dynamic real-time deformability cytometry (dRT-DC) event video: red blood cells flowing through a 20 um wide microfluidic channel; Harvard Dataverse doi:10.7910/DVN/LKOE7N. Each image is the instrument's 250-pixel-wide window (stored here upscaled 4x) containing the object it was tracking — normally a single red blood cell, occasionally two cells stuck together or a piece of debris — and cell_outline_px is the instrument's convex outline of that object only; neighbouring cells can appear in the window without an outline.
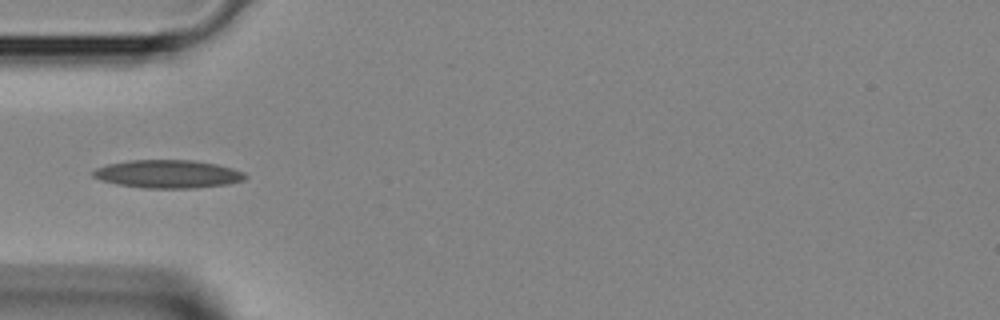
{"species": "Egyptian fruit bat (a non-hibernating species)", "species_latin": "Rousettus aegyptiacus", "temperature_condition": "room temperature", "stored_images_in_passage": 3, "camera_frame_rate_fps": 3000, "um_per_image_px": 0.085, "animal": {"sex": "female"}, "frame": {"image": 1, "passage_image": 3, "time_ms": 0.667, "image_size_px": [1000, 320], "cell_outline_px": [[248, 176], [244, 180], [228, 184], [192, 188], [144, 188], [116, 184], [100, 180], [92, 176], [92, 172], [96, 168], [108, 164], [128, 160], [192, 160], [216, 164], [232, 168], [244, 172]], "centroid_in_image_um": [14.26, 14.79], "position_along_channel_um": 70.7, "area_um2": 24.97}}